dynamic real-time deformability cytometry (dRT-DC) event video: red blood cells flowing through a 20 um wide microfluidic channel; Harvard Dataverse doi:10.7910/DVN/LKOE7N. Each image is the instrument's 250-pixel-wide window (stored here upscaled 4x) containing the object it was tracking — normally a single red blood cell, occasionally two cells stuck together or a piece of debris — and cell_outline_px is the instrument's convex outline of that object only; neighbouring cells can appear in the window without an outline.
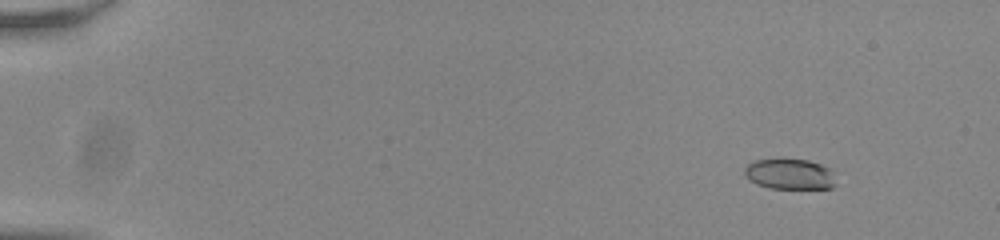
{"species": "common noctule bat (a hibernating species)", "species_latin": "Nyctalus noctula", "temperature_condition": "room temperature", "stored_images_in_passage": 51, "camera_frame_rate_fps": 3000, "um_per_image_px": 0.085, "animal": {"sex": "male", "body_mass_g": 20.0, "forearm_length_mm": 53.3}, "frame": {"image": 1, "passage_image": 1, "time_ms": 0.0, "image_size_px": [1000, 240], "cell_outline_px": [[836, 184], [832, 188], [768, 188], [756, 184], [748, 180], [744, 176], [744, 168], [752, 160], [780, 156], [808, 160], [820, 164], [828, 168], [832, 172]], "centroid_in_image_um": [67.05, 14.75], "position_along_channel_um": 18.0, "area_um2": 16.99}}
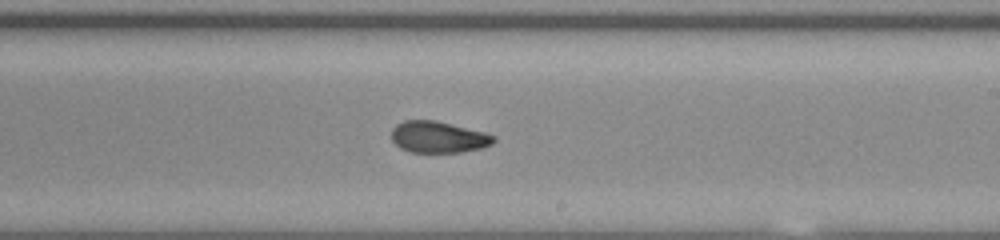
{"frame": {"image": 2, "passage_image": 30, "time_ms": 9.667, "image_size_px": [1000, 240], "cell_outline_px": [[496, 140], [492, 144], [480, 148], [460, 152], [412, 152], [400, 148], [392, 140], [392, 128], [396, 124], [404, 120], [436, 120], [484, 132], [496, 136]], "centroid_in_image_um": [37.25, 11.64], "position_along_channel_um": 251.7, "area_um2": 18.73}}
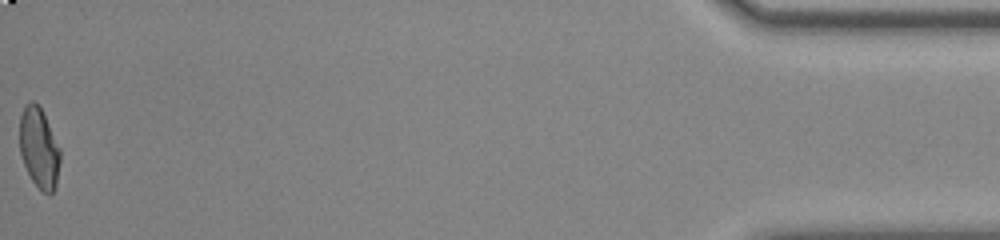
{"frame": {"image": 3, "passage_image": 51, "time_ms": 16.667, "image_size_px": [1000, 240], "cell_outline_px": [[60, 160], [56, 184], [52, 192], [48, 196], [32, 180], [24, 164], [20, 152], [20, 116], [24, 104], [32, 100], [40, 108], [60, 148]], "centroid_in_image_um": [3.31, 12.57], "position_along_channel_um": 431.9, "area_um2": 18.67}, "authors_computed_cell_mechanics": {"area_um2": 19.1318, "velocity_mm_per_s": 3.8115, "shape_relaxation_time_tau1_ms": null, "shape_relaxation_time_tau2_ms": 2.2189, "deformation_change_tau1": null, "deformation_change_tau2": 0.0673}}